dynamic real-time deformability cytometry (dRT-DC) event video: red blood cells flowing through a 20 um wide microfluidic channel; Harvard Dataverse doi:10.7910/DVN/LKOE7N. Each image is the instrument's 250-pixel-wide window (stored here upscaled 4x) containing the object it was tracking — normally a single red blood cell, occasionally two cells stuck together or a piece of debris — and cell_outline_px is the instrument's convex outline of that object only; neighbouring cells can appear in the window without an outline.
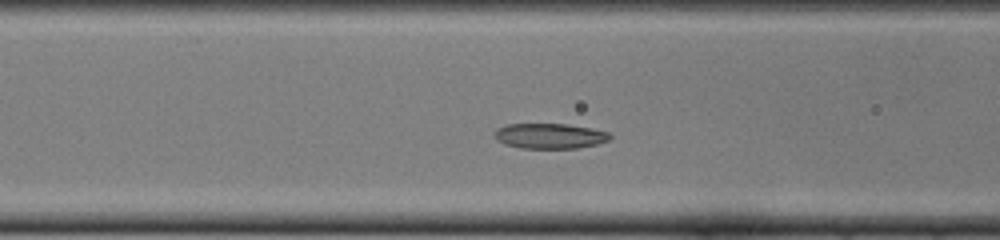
{"species": "common noctule bat (a hibernating species)", "species_latin": "Nyctalus noctula", "temperature_condition": "cold", "stored_images_in_passage": 42, "camera_frame_rate_fps": 3000, "um_per_image_px": 0.085, "animal": {"sex": "female", "body_mass_g": 22.0, "forearm_length_mm": 56.7}, "frame": {"image": 1, "passage_image": 11, "time_ms": 3.333, "image_size_px": [1000, 240], "cell_outline_px": [[612, 136], [608, 140], [596, 144], [576, 148], [520, 148], [504, 144], [496, 140], [492, 136], [492, 132], [496, 128], [508, 124], [564, 124], [592, 128], [608, 132]], "centroid_in_image_um": [46.66, 11.55], "position_along_channel_um": 119.9, "area_um2": 17.11}}
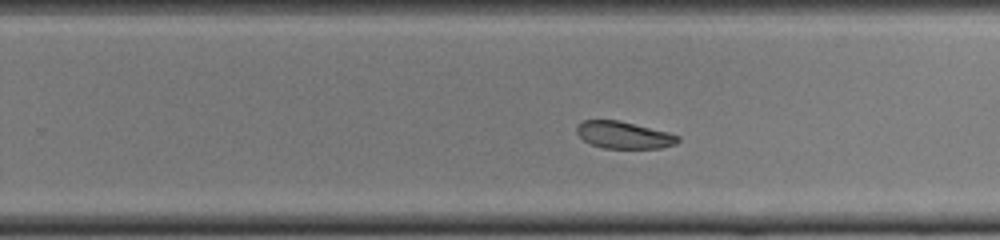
{"frame": {"image": 2, "passage_image": 23, "time_ms": 7.333, "image_size_px": [1000, 240], "cell_outline_px": [[680, 140], [676, 144], [660, 148], [604, 148], [592, 144], [584, 140], [576, 132], [576, 128], [584, 120], [620, 120], [668, 132], [680, 136]], "centroid_in_image_um": [53.06, 11.47], "position_along_channel_um": 276.7, "area_um2": 15.9}}
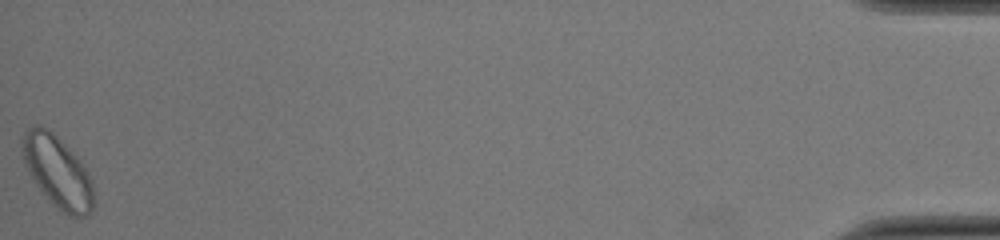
{"frame": {"image": 3, "passage_image": 42, "time_ms": 13.667, "image_size_px": [1000, 240], "cell_outline_px": [[92, 212], [84, 216], [68, 216], [56, 208], [36, 184], [28, 172], [24, 160], [24, 132], [28, 128], [36, 124], [40, 124], [52, 132], [64, 144], [84, 168], [92, 184]], "centroid_in_image_um": [4.87, 14.63], "position_along_channel_um": 430.3, "area_um2": 28.73}, "authors_computed_cell_mechanics": {"area_um2": 18.0914, "velocity_mm_per_s": 3.937, "shape_relaxation_time_tau1_ms": 5.0552, "shape_relaxation_time_tau2_ms": null, "deformation_change_tau1": 0.111, "deformation_change_tau2": null}}